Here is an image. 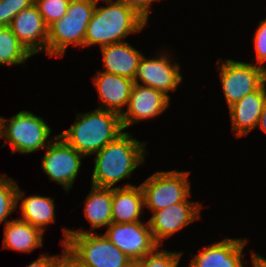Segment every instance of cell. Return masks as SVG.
<instances>
[{"instance_id":"e575fe53","label":"cell","mask_w":266,"mask_h":267,"mask_svg":"<svg viewBox=\"0 0 266 267\" xmlns=\"http://www.w3.org/2000/svg\"><path fill=\"white\" fill-rule=\"evenodd\" d=\"M126 267H143L140 260H131Z\"/></svg>"},{"instance_id":"2e32d148","label":"cell","mask_w":266,"mask_h":267,"mask_svg":"<svg viewBox=\"0 0 266 267\" xmlns=\"http://www.w3.org/2000/svg\"><path fill=\"white\" fill-rule=\"evenodd\" d=\"M93 81L102 102L98 108L121 116L125 111L122 107L128 105L134 81L102 70L97 72Z\"/></svg>"},{"instance_id":"e0dca14e","label":"cell","mask_w":266,"mask_h":267,"mask_svg":"<svg viewBox=\"0 0 266 267\" xmlns=\"http://www.w3.org/2000/svg\"><path fill=\"white\" fill-rule=\"evenodd\" d=\"M245 240L225 238L200 250L188 267H244L242 252Z\"/></svg>"},{"instance_id":"7a4b0ae2","label":"cell","mask_w":266,"mask_h":267,"mask_svg":"<svg viewBox=\"0 0 266 267\" xmlns=\"http://www.w3.org/2000/svg\"><path fill=\"white\" fill-rule=\"evenodd\" d=\"M123 132L119 114L97 108L78 113L73 125L58 135L86 157L99 152Z\"/></svg>"},{"instance_id":"7402d4cb","label":"cell","mask_w":266,"mask_h":267,"mask_svg":"<svg viewBox=\"0 0 266 267\" xmlns=\"http://www.w3.org/2000/svg\"><path fill=\"white\" fill-rule=\"evenodd\" d=\"M113 187H91V191L85 199V217L89 220L94 230L103 226L108 227L112 223Z\"/></svg>"},{"instance_id":"8fae6325","label":"cell","mask_w":266,"mask_h":267,"mask_svg":"<svg viewBox=\"0 0 266 267\" xmlns=\"http://www.w3.org/2000/svg\"><path fill=\"white\" fill-rule=\"evenodd\" d=\"M200 203L189 201L175 203L164 209L153 212L149 227L154 241L160 246L165 238L182 230L188 224L200 219Z\"/></svg>"},{"instance_id":"277c9868","label":"cell","mask_w":266,"mask_h":267,"mask_svg":"<svg viewBox=\"0 0 266 267\" xmlns=\"http://www.w3.org/2000/svg\"><path fill=\"white\" fill-rule=\"evenodd\" d=\"M62 245L83 267H126L131 259L103 234L63 228Z\"/></svg>"},{"instance_id":"f546056e","label":"cell","mask_w":266,"mask_h":267,"mask_svg":"<svg viewBox=\"0 0 266 267\" xmlns=\"http://www.w3.org/2000/svg\"><path fill=\"white\" fill-rule=\"evenodd\" d=\"M34 4V0H9L10 23L13 18L22 10Z\"/></svg>"},{"instance_id":"30bf717a","label":"cell","mask_w":266,"mask_h":267,"mask_svg":"<svg viewBox=\"0 0 266 267\" xmlns=\"http://www.w3.org/2000/svg\"><path fill=\"white\" fill-rule=\"evenodd\" d=\"M104 235L131 260H140L159 246L153 239L148 221L112 222Z\"/></svg>"},{"instance_id":"44dd1931","label":"cell","mask_w":266,"mask_h":267,"mask_svg":"<svg viewBox=\"0 0 266 267\" xmlns=\"http://www.w3.org/2000/svg\"><path fill=\"white\" fill-rule=\"evenodd\" d=\"M24 196V191H21L18 186L17 204L19 200H23L20 205L22 211L20 219L44 233L46 225L55 222L54 200L47 196L32 195L26 198Z\"/></svg>"},{"instance_id":"52a82bcc","label":"cell","mask_w":266,"mask_h":267,"mask_svg":"<svg viewBox=\"0 0 266 267\" xmlns=\"http://www.w3.org/2000/svg\"><path fill=\"white\" fill-rule=\"evenodd\" d=\"M189 171H160L140 184L144 195V206L155 212L184 202L190 194Z\"/></svg>"},{"instance_id":"836d02e7","label":"cell","mask_w":266,"mask_h":267,"mask_svg":"<svg viewBox=\"0 0 266 267\" xmlns=\"http://www.w3.org/2000/svg\"><path fill=\"white\" fill-rule=\"evenodd\" d=\"M257 127H260V129L266 133V103L263 107V111L261 113V116L259 118V122H258V125Z\"/></svg>"},{"instance_id":"9a60e30c","label":"cell","mask_w":266,"mask_h":267,"mask_svg":"<svg viewBox=\"0 0 266 267\" xmlns=\"http://www.w3.org/2000/svg\"><path fill=\"white\" fill-rule=\"evenodd\" d=\"M265 103L266 81L256 91L228 107L236 138L248 135L257 127Z\"/></svg>"},{"instance_id":"d4e9b609","label":"cell","mask_w":266,"mask_h":267,"mask_svg":"<svg viewBox=\"0 0 266 267\" xmlns=\"http://www.w3.org/2000/svg\"><path fill=\"white\" fill-rule=\"evenodd\" d=\"M70 2L71 0H34L47 27L66 14Z\"/></svg>"},{"instance_id":"603a6c76","label":"cell","mask_w":266,"mask_h":267,"mask_svg":"<svg viewBox=\"0 0 266 267\" xmlns=\"http://www.w3.org/2000/svg\"><path fill=\"white\" fill-rule=\"evenodd\" d=\"M33 56L18 40L9 26L0 27V64L8 66L23 64Z\"/></svg>"},{"instance_id":"83f0119b","label":"cell","mask_w":266,"mask_h":267,"mask_svg":"<svg viewBox=\"0 0 266 267\" xmlns=\"http://www.w3.org/2000/svg\"><path fill=\"white\" fill-rule=\"evenodd\" d=\"M132 8L139 16L148 23L151 3L157 0H116Z\"/></svg>"},{"instance_id":"9c48e42d","label":"cell","mask_w":266,"mask_h":267,"mask_svg":"<svg viewBox=\"0 0 266 267\" xmlns=\"http://www.w3.org/2000/svg\"><path fill=\"white\" fill-rule=\"evenodd\" d=\"M46 148L42 159V169L51 181H56L69 191L81 167V159L85 157L77 152L59 135L53 137Z\"/></svg>"},{"instance_id":"7c38bea8","label":"cell","mask_w":266,"mask_h":267,"mask_svg":"<svg viewBox=\"0 0 266 267\" xmlns=\"http://www.w3.org/2000/svg\"><path fill=\"white\" fill-rule=\"evenodd\" d=\"M167 54H160L154 59H146L144 56L139 61L134 83L152 87L162 92L170 99L169 91H176L182 81L180 65L171 62ZM142 81V84L138 81Z\"/></svg>"},{"instance_id":"ba28073f","label":"cell","mask_w":266,"mask_h":267,"mask_svg":"<svg viewBox=\"0 0 266 267\" xmlns=\"http://www.w3.org/2000/svg\"><path fill=\"white\" fill-rule=\"evenodd\" d=\"M219 76L228 107L256 91L266 81V68L231 59L221 61Z\"/></svg>"},{"instance_id":"cb8c5ba5","label":"cell","mask_w":266,"mask_h":267,"mask_svg":"<svg viewBox=\"0 0 266 267\" xmlns=\"http://www.w3.org/2000/svg\"><path fill=\"white\" fill-rule=\"evenodd\" d=\"M18 184L6 174L0 175V224L17 209Z\"/></svg>"},{"instance_id":"f1b7e54d","label":"cell","mask_w":266,"mask_h":267,"mask_svg":"<svg viewBox=\"0 0 266 267\" xmlns=\"http://www.w3.org/2000/svg\"><path fill=\"white\" fill-rule=\"evenodd\" d=\"M64 250L55 263L54 267H79L78 261L69 253L65 245H62Z\"/></svg>"},{"instance_id":"4fadbf2b","label":"cell","mask_w":266,"mask_h":267,"mask_svg":"<svg viewBox=\"0 0 266 267\" xmlns=\"http://www.w3.org/2000/svg\"><path fill=\"white\" fill-rule=\"evenodd\" d=\"M169 102L170 99L157 89L134 83L127 111L121 115L123 129L141 120L158 116L169 107Z\"/></svg>"},{"instance_id":"8992f818","label":"cell","mask_w":266,"mask_h":267,"mask_svg":"<svg viewBox=\"0 0 266 267\" xmlns=\"http://www.w3.org/2000/svg\"><path fill=\"white\" fill-rule=\"evenodd\" d=\"M1 119L2 138L7 142L2 145L11 144L13 146L12 154L15 152L27 154L38 150L46 149L51 140H48L51 134L50 126L43 118L34 115L29 111H20L11 117L7 123L6 119ZM48 141V143H47Z\"/></svg>"},{"instance_id":"d6986e66","label":"cell","mask_w":266,"mask_h":267,"mask_svg":"<svg viewBox=\"0 0 266 267\" xmlns=\"http://www.w3.org/2000/svg\"><path fill=\"white\" fill-rule=\"evenodd\" d=\"M144 207V195L141 186L127 184L113 188L112 222H138Z\"/></svg>"},{"instance_id":"5bb4252c","label":"cell","mask_w":266,"mask_h":267,"mask_svg":"<svg viewBox=\"0 0 266 267\" xmlns=\"http://www.w3.org/2000/svg\"><path fill=\"white\" fill-rule=\"evenodd\" d=\"M9 27L32 55L47 53L48 27L35 4L19 12Z\"/></svg>"},{"instance_id":"4dcf8cb0","label":"cell","mask_w":266,"mask_h":267,"mask_svg":"<svg viewBox=\"0 0 266 267\" xmlns=\"http://www.w3.org/2000/svg\"><path fill=\"white\" fill-rule=\"evenodd\" d=\"M60 256L52 255L48 256L46 254L40 255V257L34 262L30 263L27 267H54L55 261Z\"/></svg>"},{"instance_id":"5b68a950","label":"cell","mask_w":266,"mask_h":267,"mask_svg":"<svg viewBox=\"0 0 266 267\" xmlns=\"http://www.w3.org/2000/svg\"><path fill=\"white\" fill-rule=\"evenodd\" d=\"M71 0L66 14L48 27L47 54L63 56L69 45L84 47L85 33L97 2Z\"/></svg>"},{"instance_id":"ac0fdd59","label":"cell","mask_w":266,"mask_h":267,"mask_svg":"<svg viewBox=\"0 0 266 267\" xmlns=\"http://www.w3.org/2000/svg\"><path fill=\"white\" fill-rule=\"evenodd\" d=\"M103 66L107 73L119 75L134 81L137 67L143 54L123 41L100 47Z\"/></svg>"},{"instance_id":"4316f807","label":"cell","mask_w":266,"mask_h":267,"mask_svg":"<svg viewBox=\"0 0 266 267\" xmlns=\"http://www.w3.org/2000/svg\"><path fill=\"white\" fill-rule=\"evenodd\" d=\"M259 23L253 42L256 50V64L265 68L263 64L266 62V20H261Z\"/></svg>"},{"instance_id":"ffe728a7","label":"cell","mask_w":266,"mask_h":267,"mask_svg":"<svg viewBox=\"0 0 266 267\" xmlns=\"http://www.w3.org/2000/svg\"><path fill=\"white\" fill-rule=\"evenodd\" d=\"M3 248L30 253L43 246V232L22 219L5 220Z\"/></svg>"},{"instance_id":"3957f363","label":"cell","mask_w":266,"mask_h":267,"mask_svg":"<svg viewBox=\"0 0 266 267\" xmlns=\"http://www.w3.org/2000/svg\"><path fill=\"white\" fill-rule=\"evenodd\" d=\"M107 6H95L88 23L84 47L90 45H110L123 42L130 33L140 32L147 22L132 8L114 0H102Z\"/></svg>"},{"instance_id":"6da1fadb","label":"cell","mask_w":266,"mask_h":267,"mask_svg":"<svg viewBox=\"0 0 266 267\" xmlns=\"http://www.w3.org/2000/svg\"><path fill=\"white\" fill-rule=\"evenodd\" d=\"M145 142L123 132L114 141L95 153L92 186L111 188L145 162ZM129 176V177H128Z\"/></svg>"},{"instance_id":"d590c367","label":"cell","mask_w":266,"mask_h":267,"mask_svg":"<svg viewBox=\"0 0 266 267\" xmlns=\"http://www.w3.org/2000/svg\"><path fill=\"white\" fill-rule=\"evenodd\" d=\"M2 138V134H1V119H0V139Z\"/></svg>"},{"instance_id":"484cf974","label":"cell","mask_w":266,"mask_h":267,"mask_svg":"<svg viewBox=\"0 0 266 267\" xmlns=\"http://www.w3.org/2000/svg\"><path fill=\"white\" fill-rule=\"evenodd\" d=\"M159 248L157 246L151 253L140 259L143 267H178L183 252H170Z\"/></svg>"},{"instance_id":"1f68e13d","label":"cell","mask_w":266,"mask_h":267,"mask_svg":"<svg viewBox=\"0 0 266 267\" xmlns=\"http://www.w3.org/2000/svg\"><path fill=\"white\" fill-rule=\"evenodd\" d=\"M10 26L9 0H0V27Z\"/></svg>"},{"instance_id":"d6a6232c","label":"cell","mask_w":266,"mask_h":267,"mask_svg":"<svg viewBox=\"0 0 266 267\" xmlns=\"http://www.w3.org/2000/svg\"><path fill=\"white\" fill-rule=\"evenodd\" d=\"M252 265L253 267H266V259L259 254L252 251Z\"/></svg>"}]
</instances>
